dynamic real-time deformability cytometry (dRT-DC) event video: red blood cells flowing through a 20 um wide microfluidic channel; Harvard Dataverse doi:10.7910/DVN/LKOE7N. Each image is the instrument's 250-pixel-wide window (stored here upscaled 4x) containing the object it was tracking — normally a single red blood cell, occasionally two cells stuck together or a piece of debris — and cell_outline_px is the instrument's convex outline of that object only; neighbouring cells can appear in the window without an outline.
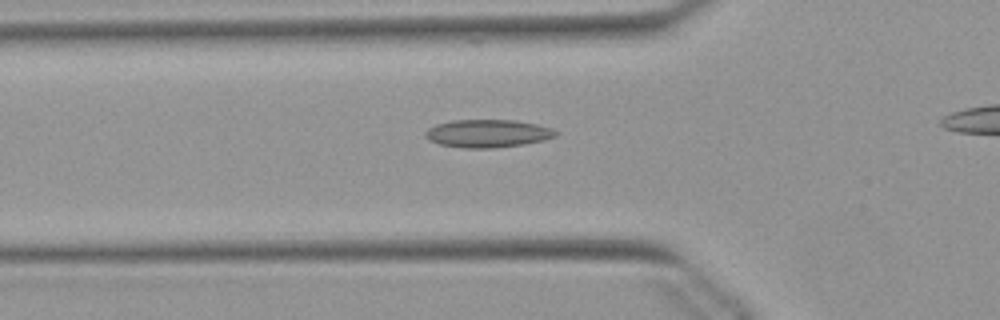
{"species": "Egyptian fruit bat (a non-hibernating species)", "species_latin": "Rousettus aegyptiacus", "temperature_condition": "warm", "stored_images_in_passage": 36, "camera_frame_rate_fps": 3000, "um_per_image_px": 0.085, "animal": {"sex": "female"}, "frame": {"image": 1, "passage_image": 11, "time_ms": 3.333, "image_size_px": [1000, 320], "cell_outline_px": [[560, 132], [556, 136], [544, 140], [524, 144], [492, 148], [464, 148], [440, 144], [428, 140], [424, 136], [424, 132], [428, 128], [436, 124], [452, 120], [516, 120], [536, 124], [552, 128]], "centroid_in_image_um": [41.45, 11.34], "position_along_channel_um": 84.3, "area_um2": 21.33}}
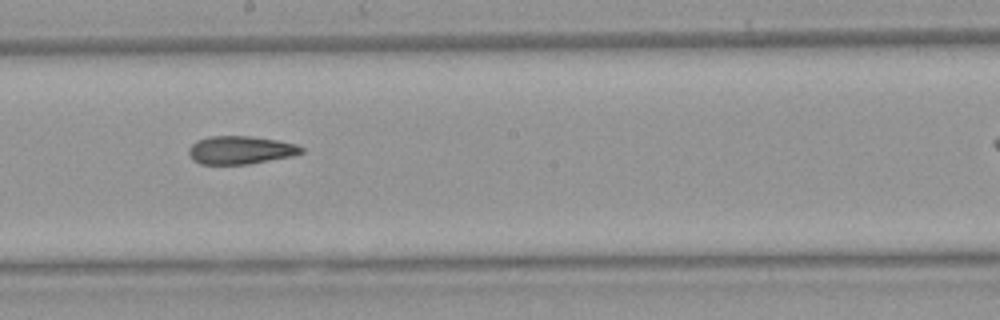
{"frame": {"image": 2, "passage_image": 22, "time_ms": 7.0, "image_size_px": [1000, 320], "cell_outline_px": [[304, 152], [292, 156], [248, 164], [200, 164], [192, 160], [188, 156], [188, 148], [196, 140], [208, 136], [248, 136], [276, 140], [296, 144], [304, 148]], "centroid_in_image_um": [20.4, 12.75], "position_along_channel_um": 227.8, "area_um2": 18.55}}
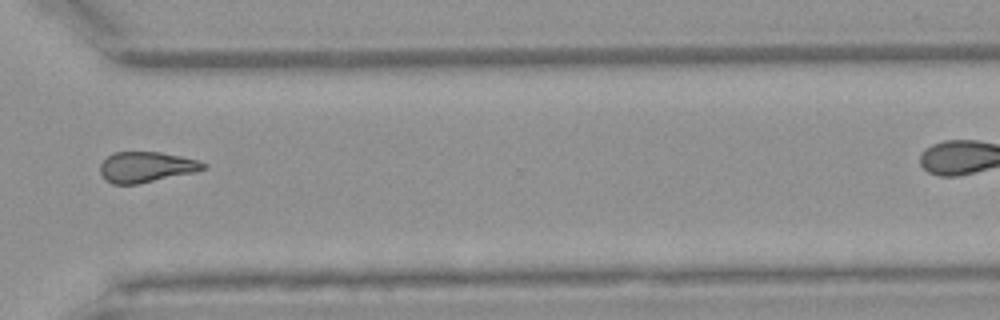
{"frame": {"image": 3, "passage_image": 32, "time_ms": 10.333, "image_size_px": [1000, 320], "cell_outline_px": [[208, 168], [196, 172], [136, 184], [112, 184], [100, 172], [100, 164], [108, 156], [116, 152], [160, 152], [180, 156], [196, 160], [208, 164]], "centroid_in_image_um": [12.47, 14.19], "position_along_channel_um": 358.1, "area_um2": 18.21}}